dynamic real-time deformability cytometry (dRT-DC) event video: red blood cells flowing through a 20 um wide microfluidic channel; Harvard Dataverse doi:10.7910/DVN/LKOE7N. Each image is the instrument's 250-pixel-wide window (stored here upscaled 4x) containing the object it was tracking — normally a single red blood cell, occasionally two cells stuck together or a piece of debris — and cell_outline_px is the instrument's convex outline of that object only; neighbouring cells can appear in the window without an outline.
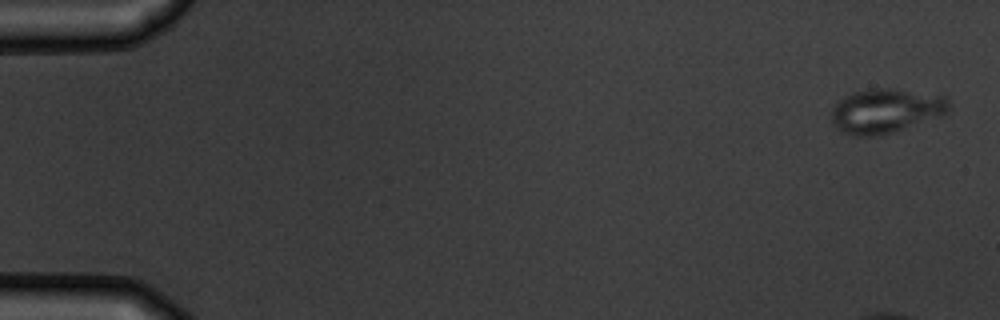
{"species": "common noctule bat (a hibernating species)", "species_latin": "Nyctalus noctula", "temperature_condition": "warm", "stored_images_in_passage": 5, "camera_frame_rate_fps": 3000, "um_per_image_px": 0.085, "animal": {"sex": "male", "body_mass_g": 19.5, "forearm_length_mm": 54.6}, "frame": {"image": 1, "passage_image": 1, "time_ms": 0.0, "image_size_px": [1000, 320], "cell_outline_px": [[948, 112], [940, 116], [880, 136], [856, 136], [840, 132], [832, 124], [832, 108], [844, 96], [852, 92], [880, 88], [888, 88], [948, 96]], "centroid_in_image_um": [75.26, 9.43], "position_along_channel_um": 9.7, "area_um2": 30.23}}